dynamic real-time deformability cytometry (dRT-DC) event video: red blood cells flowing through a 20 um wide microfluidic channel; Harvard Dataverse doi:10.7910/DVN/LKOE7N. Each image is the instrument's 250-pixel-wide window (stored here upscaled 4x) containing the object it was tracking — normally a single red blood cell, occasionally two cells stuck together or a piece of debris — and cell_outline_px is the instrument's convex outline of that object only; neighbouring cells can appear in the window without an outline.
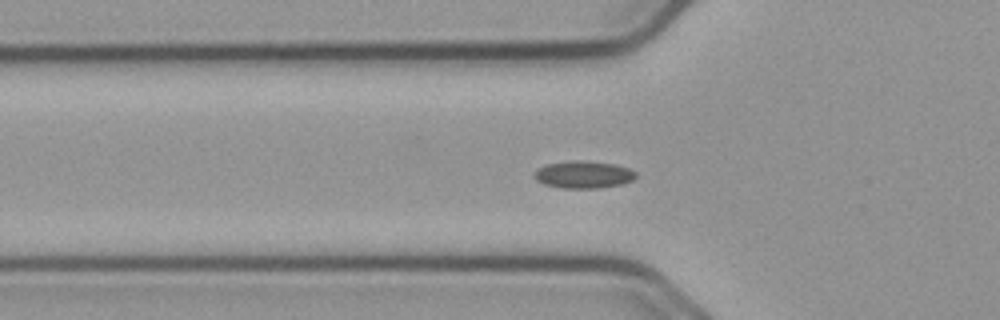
{"species": "common noctule bat (a hibernating species)", "species_latin": "Nyctalus noctula", "temperature_condition": "cold", "stored_images_in_passage": 42, "camera_frame_rate_fps": 3000, "um_per_image_px": 0.085, "animal": {"sex": "male", "body_mass_g": 23.1, "forearm_length_mm": 52.7}, "frame": {"image": 1, "passage_image": 4, "time_ms": 1.0, "image_size_px": [1000, 320], "cell_outline_px": [[636, 176], [632, 180], [624, 184], [600, 188], [560, 188], [544, 184], [536, 180], [532, 176], [536, 168], [548, 164], [572, 160], [580, 160], [616, 164], [628, 168], [636, 172]], "centroid_in_image_um": [49.58, 14.84], "position_along_channel_um": 76.2, "area_um2": 16.36}}
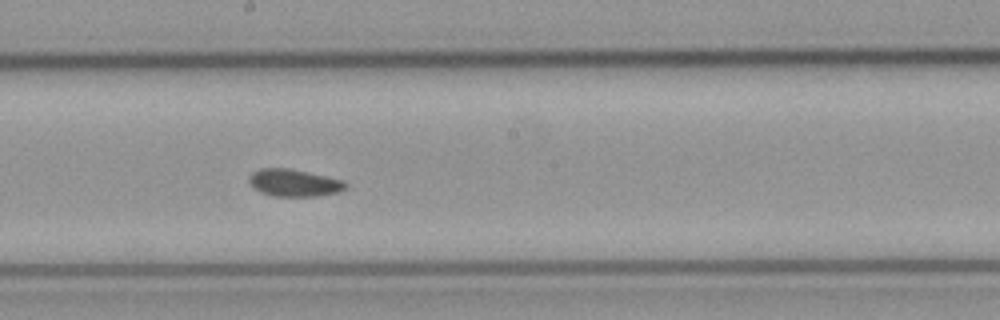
{"frame": {"image": 2, "passage_image": 16, "time_ms": 5.0, "image_size_px": [1000, 320], "cell_outline_px": [[348, 188], [340, 192], [316, 196], [272, 196], [260, 192], [248, 180], [248, 176], [252, 172], [260, 168], [288, 168], [344, 180], [348, 184]], "centroid_in_image_um": [25.02, 15.54], "position_along_channel_um": 223.2, "area_um2": 15.37}}
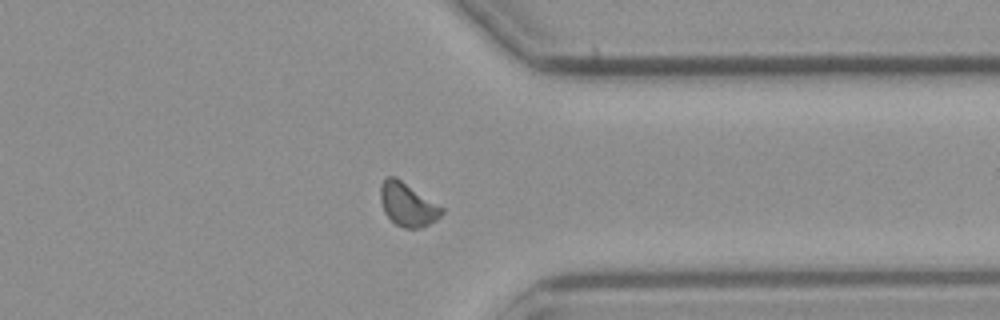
{"frame": {"image": 3, "passage_image": 29, "time_ms": 9.333, "image_size_px": [1000, 320], "cell_outline_px": [[444, 212], [436, 220], [420, 228], [404, 228], [396, 224], [384, 212], [380, 200], [380, 184], [388, 176], [396, 176], [444, 208]], "centroid_in_image_um": [34.64, 17.37], "position_along_channel_um": 376.8, "area_um2": 15.49}, "authors_computed_cell_mechanics": {"area_um2": 15.0569, "velocity_mm_per_s": 3.647, "shape_relaxation_time_tau1_ms": null, "shape_relaxation_time_tau2_ms": 3.4509, "deformation_change_tau1": null, "deformation_change_tau2": 0.0836}}